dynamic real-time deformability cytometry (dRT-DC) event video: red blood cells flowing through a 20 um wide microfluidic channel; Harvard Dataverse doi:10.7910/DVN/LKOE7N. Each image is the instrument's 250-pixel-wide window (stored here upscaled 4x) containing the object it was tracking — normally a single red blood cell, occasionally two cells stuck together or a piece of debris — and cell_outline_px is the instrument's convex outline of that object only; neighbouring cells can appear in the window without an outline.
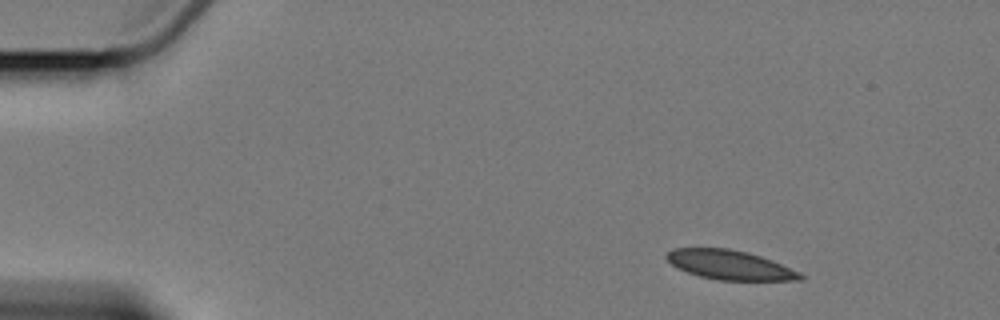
{"species": "Egyptian fruit bat (a non-hibernating species)", "species_latin": "Rousettus aegyptiacus", "temperature_condition": "cold", "stored_images_in_passage": 3, "camera_frame_rate_fps": 3000, "um_per_image_px": 0.085, "animal": {"sex": "female"}, "frame": {"image": 1, "passage_image": 1, "time_ms": 0.0, "image_size_px": [1000, 320], "cell_outline_px": [[804, 280], [716, 280], [700, 276], [676, 268], [664, 256], [672, 248], [728, 248], [748, 252], [772, 260], [800, 272], [804, 276]], "centroid_in_image_um": [62.03, 22.51], "position_along_channel_um": 23.0, "area_um2": 22.89}}